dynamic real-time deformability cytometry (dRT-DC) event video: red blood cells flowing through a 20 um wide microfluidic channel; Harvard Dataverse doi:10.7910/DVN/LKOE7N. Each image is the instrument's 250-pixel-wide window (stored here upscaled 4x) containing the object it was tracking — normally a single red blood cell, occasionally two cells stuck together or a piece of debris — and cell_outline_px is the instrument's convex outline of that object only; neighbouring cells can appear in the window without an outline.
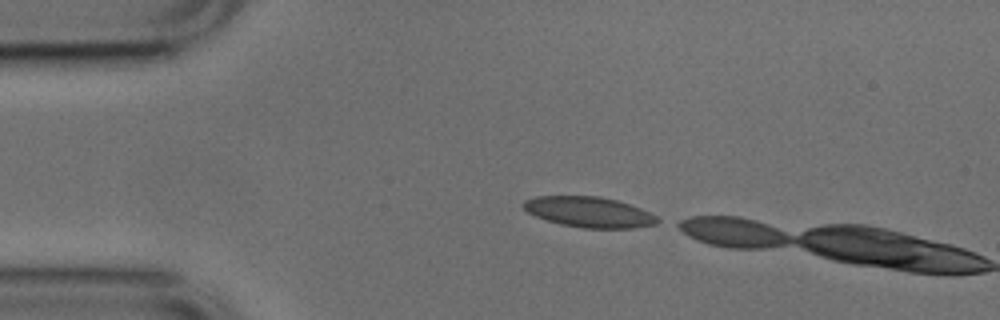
{"species": "common noctule bat (a hibernating species)", "species_latin": "Nyctalus noctula", "temperature_condition": "cold", "stored_images_in_passage": 2, "camera_frame_rate_fps": 3000, "um_per_image_px": 0.085, "animal": {"sex": "male", "body_mass_g": 17.9, "forearm_length_mm": 54.2}, "frame": {"image": 1, "passage_image": 1, "time_ms": 0.0, "image_size_px": [1000, 320], "cell_outline_px": [[664, 220], [656, 224], [632, 228], [584, 228], [560, 224], [536, 216], [528, 212], [524, 208], [524, 200], [536, 196], [600, 196], [616, 200], [640, 208]], "centroid_in_image_um": [50.1, 18.02], "position_along_channel_um": 34.9, "area_um2": 23.7}}